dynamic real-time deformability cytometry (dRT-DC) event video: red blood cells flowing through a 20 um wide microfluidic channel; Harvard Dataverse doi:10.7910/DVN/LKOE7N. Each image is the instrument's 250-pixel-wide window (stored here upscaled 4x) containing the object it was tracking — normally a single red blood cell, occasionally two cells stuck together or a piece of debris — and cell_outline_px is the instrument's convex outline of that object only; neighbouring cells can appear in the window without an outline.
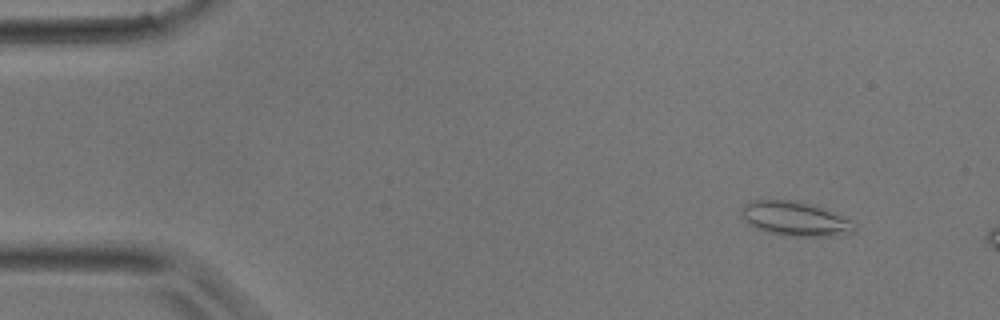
{"species": "common noctule bat (a hibernating species)", "species_latin": "Nyctalus noctula", "temperature_condition": "room temperature", "stored_images_in_passage": 11, "camera_frame_rate_fps": 3000, "um_per_image_px": 0.085, "animal": {"sex": "male", "body_mass_g": 17.9}, "frame": {"image": 1, "passage_image": 5, "time_ms": 1.333, "image_size_px": [1000, 320], "cell_outline_px": [[856, 228], [852, 232], [832, 236], [788, 236], [768, 232], [756, 228], [748, 224], [744, 220], [740, 212], [740, 208], [744, 204], [752, 200], [796, 200], [816, 204], [852, 220], [856, 224]], "centroid_in_image_um": [67.59, 18.57], "position_along_channel_um": 17.4, "area_um2": 23.0}}